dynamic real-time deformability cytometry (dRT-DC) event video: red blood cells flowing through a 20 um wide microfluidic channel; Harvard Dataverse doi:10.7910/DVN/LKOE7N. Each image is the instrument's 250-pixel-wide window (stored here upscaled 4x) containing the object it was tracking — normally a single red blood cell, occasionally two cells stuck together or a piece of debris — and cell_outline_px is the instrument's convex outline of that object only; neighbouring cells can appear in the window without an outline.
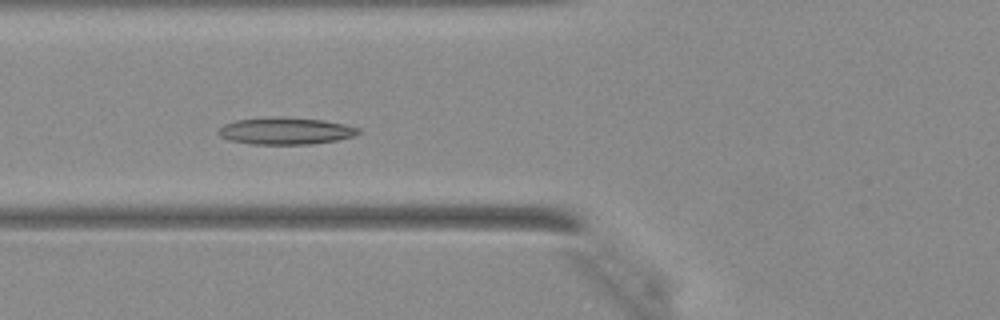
{"species": "Egyptian fruit bat (a non-hibernating species)", "species_latin": "Rousettus aegyptiacus", "temperature_condition": "warm", "stored_images_in_passage": 17, "segment_of_instrument_passage": [1, 2], "camera_frame_rate_fps": 3000, "um_per_image_px": 0.085, "animal": {"sex": "female"}, "frame": {"image": 1, "passage_image": 6, "time_ms": 1.667, "image_size_px": [1000, 320], "cell_outline_px": [[360, 132], [352, 136], [336, 140], [312, 144], [252, 144], [228, 140], [220, 136], [216, 132], [224, 124], [236, 120], [324, 120], [344, 124], [360, 128]], "centroid_in_image_um": [24.28, 11.19], "position_along_channel_um": 101.5, "area_um2": 20.75}}
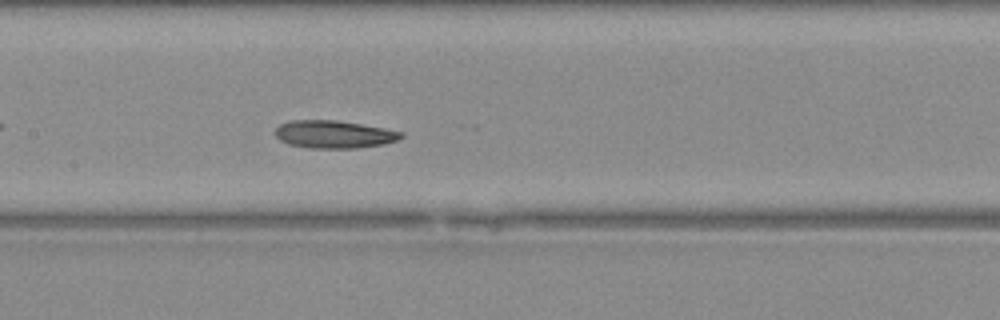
{"frame": {"image": 2, "passage_image": 11, "time_ms": 3.333, "image_size_px": [1000, 320], "cell_outline_px": [[404, 136], [396, 140], [384, 144], [356, 148], [308, 148], [288, 144], [280, 140], [276, 136], [276, 128], [280, 124], [288, 120], [336, 120], [384, 128], [404, 132]], "centroid_in_image_um": [28.38, 11.42], "position_along_channel_um": 179.0, "area_um2": 20.35}}
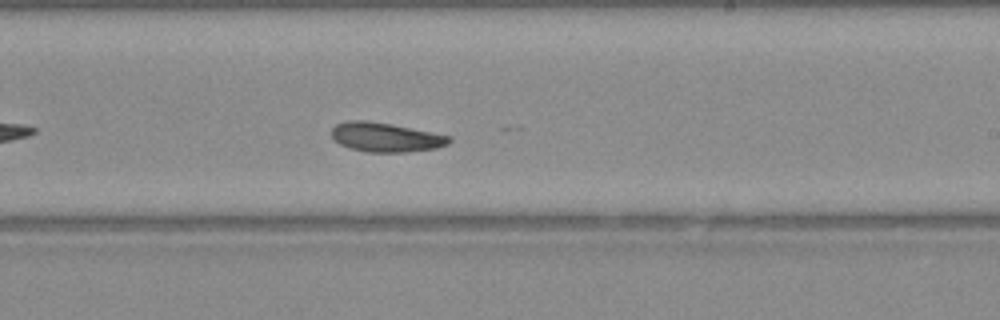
{"frame": {"image": 3, "passage_image": 16, "time_ms": 5.0, "image_size_px": [1000, 320], "cell_outline_px": [[452, 140], [448, 144], [436, 148], [408, 152], [368, 152], [352, 148], [340, 144], [332, 140], [332, 128], [336, 124], [352, 120], [364, 120], [392, 124], [452, 136]], "centroid_in_image_um": [32.8, 11.66], "position_along_channel_um": 256.2, "area_um2": 20.06}}